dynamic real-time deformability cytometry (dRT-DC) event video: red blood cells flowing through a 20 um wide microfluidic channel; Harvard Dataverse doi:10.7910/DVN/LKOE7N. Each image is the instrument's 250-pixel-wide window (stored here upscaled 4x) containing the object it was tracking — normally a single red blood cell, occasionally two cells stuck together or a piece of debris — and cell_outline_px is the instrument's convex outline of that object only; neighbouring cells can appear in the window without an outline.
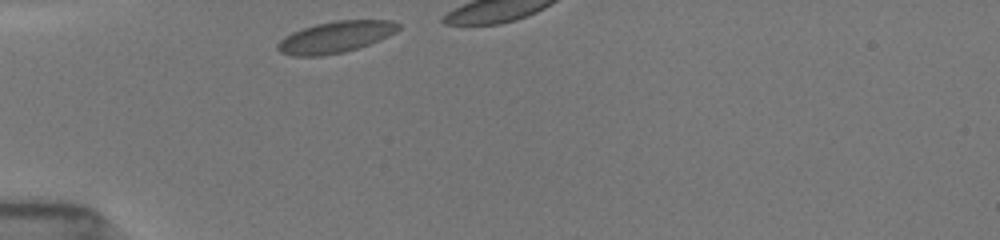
{"species": "common noctule bat (a hibernating species)", "species_latin": "Nyctalus noctula", "temperature_condition": "room temperature", "stored_images_in_passage": 8, "camera_frame_rate_fps": 3000, "um_per_image_px": 0.085, "animal": {"sex": "female", "body_mass_g": 19.5, "forearm_length_mm": 54.1}, "frame": {"image": 1, "passage_image": 1, "time_ms": 0.0, "image_size_px": [1000, 240], "cell_outline_px": [[400, 28], [396, 32], [380, 40], [344, 52], [320, 56], [292, 56], [280, 52], [276, 48], [276, 44], [284, 36], [292, 32], [316, 24], [336, 20], [392, 20], [400, 24]], "centroid_in_image_um": [28.51, 3.15], "position_along_channel_um": 56.5, "area_um2": 22.14}}
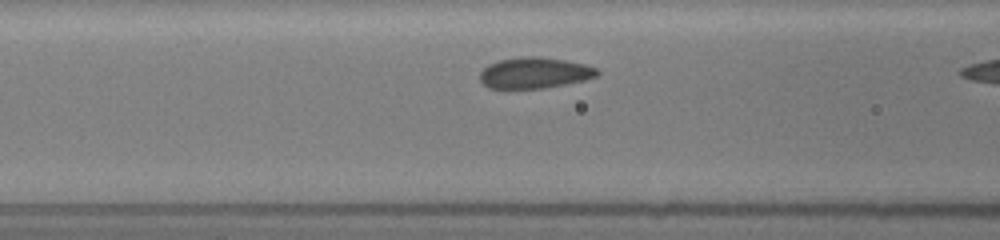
{"frame": {"image": 2, "passage_image": 7, "time_ms": 2.0, "image_size_px": [1000, 240], "cell_outline_px": [[600, 72], [596, 76], [584, 80], [544, 88], [508, 92], [504, 92], [488, 88], [480, 80], [480, 72], [488, 64], [496, 60], [524, 56], [540, 56], [564, 60], [584, 64], [600, 68]], "centroid_in_image_um": [45.36, 6.23], "position_along_channel_um": 121.2, "area_um2": 22.14}}